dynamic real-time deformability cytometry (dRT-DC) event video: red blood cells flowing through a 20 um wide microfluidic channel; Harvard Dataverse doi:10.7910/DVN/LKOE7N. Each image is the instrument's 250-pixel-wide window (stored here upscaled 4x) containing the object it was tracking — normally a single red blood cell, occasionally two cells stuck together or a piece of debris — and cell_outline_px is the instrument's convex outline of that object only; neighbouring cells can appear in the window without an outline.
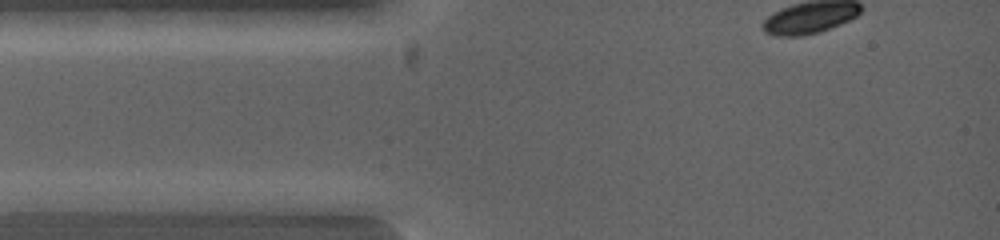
{"species": "common noctule bat (a hibernating species)", "species_latin": "Nyctalus noctula", "temperature_condition": "warm", "stored_images_in_passage": 2, "camera_frame_rate_fps": 5000, "um_per_image_px": 0.085, "animal": {"sex": "female", "body_mass_g": 19.0, "forearm_length_mm": 53.3}, "frame": {"image": 1, "passage_image": 1, "time_ms": 0.0, "image_size_px": [1000, 240], "cell_outline_px": [[120, 200], [108, 208], [96, 212], [16, 212], [12, 200], [96, 192]], "centroid_in_image_um": [5.61, 17.29], "position_along_channel_um": 79.4, "area_um2": 11.44}}